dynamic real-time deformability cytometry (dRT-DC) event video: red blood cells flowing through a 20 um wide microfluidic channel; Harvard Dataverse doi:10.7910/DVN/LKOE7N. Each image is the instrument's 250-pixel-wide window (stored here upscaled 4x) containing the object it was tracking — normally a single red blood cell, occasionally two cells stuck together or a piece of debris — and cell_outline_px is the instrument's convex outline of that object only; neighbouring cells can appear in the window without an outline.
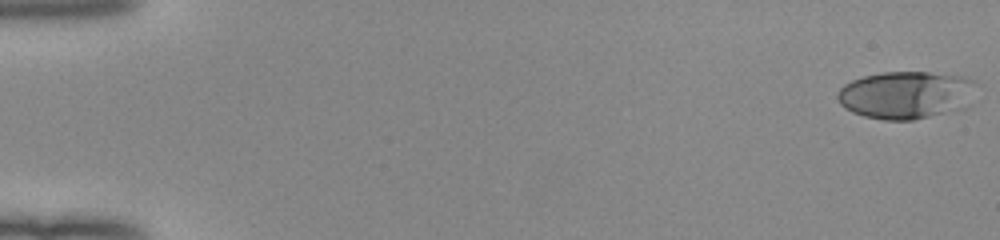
{"species": "human", "species_latin": "Homo sapiens", "temperature_condition": "room temperature", "stored_images_in_passage": 52, "camera_frame_rate_fps": 3000, "um_per_image_px": 0.085, "donor": {"sex": "female"}, "frame": {"image": 1, "passage_image": 1, "time_ms": 0.0, "image_size_px": [1000, 240], "cell_outline_px": [[976, 84], [964, 108], [912, 120], [884, 120], [864, 116], [852, 112], [844, 108], [840, 104], [836, 96], [836, 92], [844, 84], [852, 80], [864, 76], [880, 72], [928, 72], [964, 76], [972, 80]], "centroid_in_image_um": [76.95, 8.06], "position_along_channel_um": 8.1, "area_um2": 38.44}}
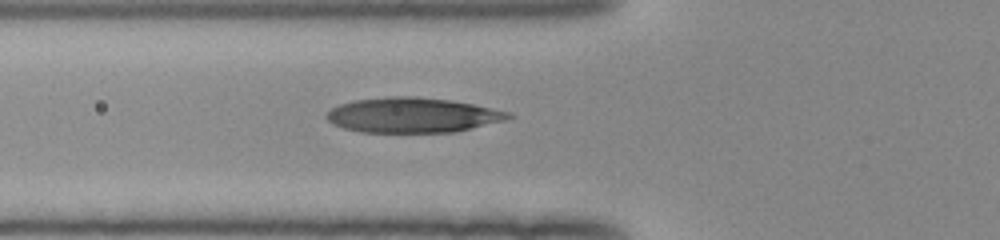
{"frame": {"image": 2, "passage_image": 20, "time_ms": 6.333, "image_size_px": [1000, 240], "cell_outline_px": [[516, 116], [508, 120], [456, 132], [360, 132], [344, 128], [332, 124], [324, 116], [332, 108], [340, 104], [352, 100], [392, 96], [412, 96], [448, 100], [472, 104], [512, 112]], "centroid_in_image_um": [35.1, 9.79], "position_along_channel_um": 90.7, "area_um2": 37.28}}
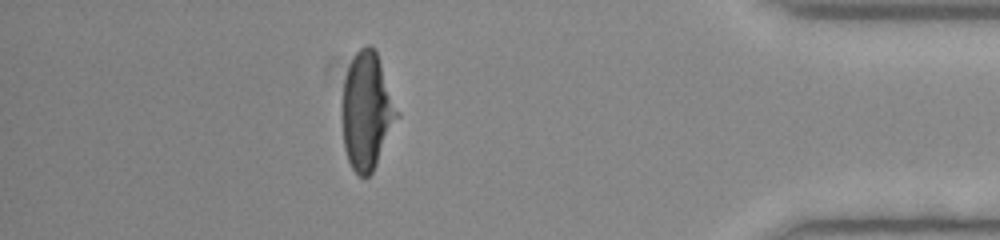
{"frame": {"image": 3, "passage_image": 46, "time_ms": 15.0, "image_size_px": [1000, 240], "cell_outline_px": [[400, 116], [372, 172], [368, 176], [360, 176], [352, 168], [348, 160], [344, 148], [340, 116], [340, 104], [344, 76], [356, 52], [360, 48], [368, 44], [376, 52], [400, 112]], "centroid_in_image_um": [31.16, 9.44], "position_along_channel_um": 404.0, "area_um2": 38.03}, "authors_computed_cell_mechanics": {"area_um2": 37.3099, "velocity_mm_per_s": 4.0457, "shape_relaxation_time_tau1_ms": 4.7584, "shape_relaxation_time_tau2_ms": 1.0052, "deformation_change_tau1": 0.221, "deformation_change_tau2": 0.092}}